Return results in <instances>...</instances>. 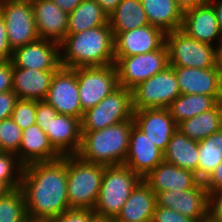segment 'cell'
Listing matches in <instances>:
<instances>
[{
    "label": "cell",
    "instance_id": "obj_15",
    "mask_svg": "<svg viewBox=\"0 0 222 222\" xmlns=\"http://www.w3.org/2000/svg\"><path fill=\"white\" fill-rule=\"evenodd\" d=\"M166 43V33L158 27L146 25L120 32L114 37V57H130L150 53Z\"/></svg>",
    "mask_w": 222,
    "mask_h": 222
},
{
    "label": "cell",
    "instance_id": "obj_28",
    "mask_svg": "<svg viewBox=\"0 0 222 222\" xmlns=\"http://www.w3.org/2000/svg\"><path fill=\"white\" fill-rule=\"evenodd\" d=\"M177 129L194 141H202L222 129V102L177 125Z\"/></svg>",
    "mask_w": 222,
    "mask_h": 222
},
{
    "label": "cell",
    "instance_id": "obj_33",
    "mask_svg": "<svg viewBox=\"0 0 222 222\" xmlns=\"http://www.w3.org/2000/svg\"><path fill=\"white\" fill-rule=\"evenodd\" d=\"M28 216L23 193L13 189L0 197V222H27Z\"/></svg>",
    "mask_w": 222,
    "mask_h": 222
},
{
    "label": "cell",
    "instance_id": "obj_27",
    "mask_svg": "<svg viewBox=\"0 0 222 222\" xmlns=\"http://www.w3.org/2000/svg\"><path fill=\"white\" fill-rule=\"evenodd\" d=\"M150 25L165 33L180 29L184 12L174 0H141Z\"/></svg>",
    "mask_w": 222,
    "mask_h": 222
},
{
    "label": "cell",
    "instance_id": "obj_16",
    "mask_svg": "<svg viewBox=\"0 0 222 222\" xmlns=\"http://www.w3.org/2000/svg\"><path fill=\"white\" fill-rule=\"evenodd\" d=\"M134 125L162 152L165 151L171 137L177 130V123L167 108H146L135 110Z\"/></svg>",
    "mask_w": 222,
    "mask_h": 222
},
{
    "label": "cell",
    "instance_id": "obj_6",
    "mask_svg": "<svg viewBox=\"0 0 222 222\" xmlns=\"http://www.w3.org/2000/svg\"><path fill=\"white\" fill-rule=\"evenodd\" d=\"M133 113L132 90L119 87L96 106L84 112L81 119V133L102 130L133 119Z\"/></svg>",
    "mask_w": 222,
    "mask_h": 222
},
{
    "label": "cell",
    "instance_id": "obj_30",
    "mask_svg": "<svg viewBox=\"0 0 222 222\" xmlns=\"http://www.w3.org/2000/svg\"><path fill=\"white\" fill-rule=\"evenodd\" d=\"M109 24V15L95 0H82L69 13L67 34H75L97 26Z\"/></svg>",
    "mask_w": 222,
    "mask_h": 222
},
{
    "label": "cell",
    "instance_id": "obj_7",
    "mask_svg": "<svg viewBox=\"0 0 222 222\" xmlns=\"http://www.w3.org/2000/svg\"><path fill=\"white\" fill-rule=\"evenodd\" d=\"M166 45L172 67H215V47L193 39L181 28L166 33Z\"/></svg>",
    "mask_w": 222,
    "mask_h": 222
},
{
    "label": "cell",
    "instance_id": "obj_46",
    "mask_svg": "<svg viewBox=\"0 0 222 222\" xmlns=\"http://www.w3.org/2000/svg\"><path fill=\"white\" fill-rule=\"evenodd\" d=\"M174 1L181 8L183 12L208 2V0H174Z\"/></svg>",
    "mask_w": 222,
    "mask_h": 222
},
{
    "label": "cell",
    "instance_id": "obj_52",
    "mask_svg": "<svg viewBox=\"0 0 222 222\" xmlns=\"http://www.w3.org/2000/svg\"><path fill=\"white\" fill-rule=\"evenodd\" d=\"M29 222H56L54 218H36L29 219Z\"/></svg>",
    "mask_w": 222,
    "mask_h": 222
},
{
    "label": "cell",
    "instance_id": "obj_21",
    "mask_svg": "<svg viewBox=\"0 0 222 222\" xmlns=\"http://www.w3.org/2000/svg\"><path fill=\"white\" fill-rule=\"evenodd\" d=\"M39 39L60 43L67 35L69 14L51 0H38L32 3Z\"/></svg>",
    "mask_w": 222,
    "mask_h": 222
},
{
    "label": "cell",
    "instance_id": "obj_37",
    "mask_svg": "<svg viewBox=\"0 0 222 222\" xmlns=\"http://www.w3.org/2000/svg\"><path fill=\"white\" fill-rule=\"evenodd\" d=\"M59 113L45 100L37 101L36 124L47 133L49 124Z\"/></svg>",
    "mask_w": 222,
    "mask_h": 222
},
{
    "label": "cell",
    "instance_id": "obj_12",
    "mask_svg": "<svg viewBox=\"0 0 222 222\" xmlns=\"http://www.w3.org/2000/svg\"><path fill=\"white\" fill-rule=\"evenodd\" d=\"M45 101L59 114L82 119L84 112L79 99L76 72L72 68L61 66L55 71Z\"/></svg>",
    "mask_w": 222,
    "mask_h": 222
},
{
    "label": "cell",
    "instance_id": "obj_48",
    "mask_svg": "<svg viewBox=\"0 0 222 222\" xmlns=\"http://www.w3.org/2000/svg\"><path fill=\"white\" fill-rule=\"evenodd\" d=\"M208 2L213 6L222 33V0H208Z\"/></svg>",
    "mask_w": 222,
    "mask_h": 222
},
{
    "label": "cell",
    "instance_id": "obj_31",
    "mask_svg": "<svg viewBox=\"0 0 222 222\" xmlns=\"http://www.w3.org/2000/svg\"><path fill=\"white\" fill-rule=\"evenodd\" d=\"M218 101L213 96L202 94H180L168 107L177 125L200 113L212 109Z\"/></svg>",
    "mask_w": 222,
    "mask_h": 222
},
{
    "label": "cell",
    "instance_id": "obj_51",
    "mask_svg": "<svg viewBox=\"0 0 222 222\" xmlns=\"http://www.w3.org/2000/svg\"><path fill=\"white\" fill-rule=\"evenodd\" d=\"M90 222H113L112 219L95 215Z\"/></svg>",
    "mask_w": 222,
    "mask_h": 222
},
{
    "label": "cell",
    "instance_id": "obj_8",
    "mask_svg": "<svg viewBox=\"0 0 222 222\" xmlns=\"http://www.w3.org/2000/svg\"><path fill=\"white\" fill-rule=\"evenodd\" d=\"M180 94L175 71L169 65L132 89L133 110L167 108Z\"/></svg>",
    "mask_w": 222,
    "mask_h": 222
},
{
    "label": "cell",
    "instance_id": "obj_25",
    "mask_svg": "<svg viewBox=\"0 0 222 222\" xmlns=\"http://www.w3.org/2000/svg\"><path fill=\"white\" fill-rule=\"evenodd\" d=\"M155 192L143 181L132 190L115 222H151L156 206Z\"/></svg>",
    "mask_w": 222,
    "mask_h": 222
},
{
    "label": "cell",
    "instance_id": "obj_11",
    "mask_svg": "<svg viewBox=\"0 0 222 222\" xmlns=\"http://www.w3.org/2000/svg\"><path fill=\"white\" fill-rule=\"evenodd\" d=\"M0 14L7 27L12 51L39 39L32 3L16 0H0Z\"/></svg>",
    "mask_w": 222,
    "mask_h": 222
},
{
    "label": "cell",
    "instance_id": "obj_29",
    "mask_svg": "<svg viewBox=\"0 0 222 222\" xmlns=\"http://www.w3.org/2000/svg\"><path fill=\"white\" fill-rule=\"evenodd\" d=\"M110 28L114 37L126 32L149 25L141 0H122L109 15Z\"/></svg>",
    "mask_w": 222,
    "mask_h": 222
},
{
    "label": "cell",
    "instance_id": "obj_45",
    "mask_svg": "<svg viewBox=\"0 0 222 222\" xmlns=\"http://www.w3.org/2000/svg\"><path fill=\"white\" fill-rule=\"evenodd\" d=\"M66 13H71L82 0H51Z\"/></svg>",
    "mask_w": 222,
    "mask_h": 222
},
{
    "label": "cell",
    "instance_id": "obj_1",
    "mask_svg": "<svg viewBox=\"0 0 222 222\" xmlns=\"http://www.w3.org/2000/svg\"><path fill=\"white\" fill-rule=\"evenodd\" d=\"M20 190L28 219L54 218L70 209L67 195V155L24 166Z\"/></svg>",
    "mask_w": 222,
    "mask_h": 222
},
{
    "label": "cell",
    "instance_id": "obj_43",
    "mask_svg": "<svg viewBox=\"0 0 222 222\" xmlns=\"http://www.w3.org/2000/svg\"><path fill=\"white\" fill-rule=\"evenodd\" d=\"M11 57L12 49L10 48L8 41L7 27L2 15L0 14V61L11 60Z\"/></svg>",
    "mask_w": 222,
    "mask_h": 222
},
{
    "label": "cell",
    "instance_id": "obj_38",
    "mask_svg": "<svg viewBox=\"0 0 222 222\" xmlns=\"http://www.w3.org/2000/svg\"><path fill=\"white\" fill-rule=\"evenodd\" d=\"M91 209L70 208L54 217L56 222H90L95 216Z\"/></svg>",
    "mask_w": 222,
    "mask_h": 222
},
{
    "label": "cell",
    "instance_id": "obj_14",
    "mask_svg": "<svg viewBox=\"0 0 222 222\" xmlns=\"http://www.w3.org/2000/svg\"><path fill=\"white\" fill-rule=\"evenodd\" d=\"M13 66L23 69L57 71L61 67L60 43L48 39L18 47L12 51Z\"/></svg>",
    "mask_w": 222,
    "mask_h": 222
},
{
    "label": "cell",
    "instance_id": "obj_22",
    "mask_svg": "<svg viewBox=\"0 0 222 222\" xmlns=\"http://www.w3.org/2000/svg\"><path fill=\"white\" fill-rule=\"evenodd\" d=\"M47 136L50 144L61 155H76L81 145V120L58 114L49 124Z\"/></svg>",
    "mask_w": 222,
    "mask_h": 222
},
{
    "label": "cell",
    "instance_id": "obj_3",
    "mask_svg": "<svg viewBox=\"0 0 222 222\" xmlns=\"http://www.w3.org/2000/svg\"><path fill=\"white\" fill-rule=\"evenodd\" d=\"M134 120L122 121L98 131L82 133L76 154L80 159L103 166L124 164Z\"/></svg>",
    "mask_w": 222,
    "mask_h": 222
},
{
    "label": "cell",
    "instance_id": "obj_23",
    "mask_svg": "<svg viewBox=\"0 0 222 222\" xmlns=\"http://www.w3.org/2000/svg\"><path fill=\"white\" fill-rule=\"evenodd\" d=\"M54 73L13 66L12 90L18 99L45 100Z\"/></svg>",
    "mask_w": 222,
    "mask_h": 222
},
{
    "label": "cell",
    "instance_id": "obj_4",
    "mask_svg": "<svg viewBox=\"0 0 222 222\" xmlns=\"http://www.w3.org/2000/svg\"><path fill=\"white\" fill-rule=\"evenodd\" d=\"M142 178L125 164L104 166L101 188L93 208L97 216L115 220Z\"/></svg>",
    "mask_w": 222,
    "mask_h": 222
},
{
    "label": "cell",
    "instance_id": "obj_35",
    "mask_svg": "<svg viewBox=\"0 0 222 222\" xmlns=\"http://www.w3.org/2000/svg\"><path fill=\"white\" fill-rule=\"evenodd\" d=\"M22 141V129L10 118L0 121V152L17 154Z\"/></svg>",
    "mask_w": 222,
    "mask_h": 222
},
{
    "label": "cell",
    "instance_id": "obj_9",
    "mask_svg": "<svg viewBox=\"0 0 222 222\" xmlns=\"http://www.w3.org/2000/svg\"><path fill=\"white\" fill-rule=\"evenodd\" d=\"M119 86L132 90L139 83L149 79L169 66L166 43L150 53L130 57H115L114 63Z\"/></svg>",
    "mask_w": 222,
    "mask_h": 222
},
{
    "label": "cell",
    "instance_id": "obj_41",
    "mask_svg": "<svg viewBox=\"0 0 222 222\" xmlns=\"http://www.w3.org/2000/svg\"><path fill=\"white\" fill-rule=\"evenodd\" d=\"M17 100L13 90L0 93V121L11 117Z\"/></svg>",
    "mask_w": 222,
    "mask_h": 222
},
{
    "label": "cell",
    "instance_id": "obj_53",
    "mask_svg": "<svg viewBox=\"0 0 222 222\" xmlns=\"http://www.w3.org/2000/svg\"><path fill=\"white\" fill-rule=\"evenodd\" d=\"M16 1H22V2H26V3H33V2H36L38 0H16Z\"/></svg>",
    "mask_w": 222,
    "mask_h": 222
},
{
    "label": "cell",
    "instance_id": "obj_36",
    "mask_svg": "<svg viewBox=\"0 0 222 222\" xmlns=\"http://www.w3.org/2000/svg\"><path fill=\"white\" fill-rule=\"evenodd\" d=\"M37 100L18 99L11 119L22 129L36 124Z\"/></svg>",
    "mask_w": 222,
    "mask_h": 222
},
{
    "label": "cell",
    "instance_id": "obj_26",
    "mask_svg": "<svg viewBox=\"0 0 222 222\" xmlns=\"http://www.w3.org/2000/svg\"><path fill=\"white\" fill-rule=\"evenodd\" d=\"M198 142L188 138L180 130L171 137L165 151L164 161L177 167L190 170L198 177Z\"/></svg>",
    "mask_w": 222,
    "mask_h": 222
},
{
    "label": "cell",
    "instance_id": "obj_40",
    "mask_svg": "<svg viewBox=\"0 0 222 222\" xmlns=\"http://www.w3.org/2000/svg\"><path fill=\"white\" fill-rule=\"evenodd\" d=\"M151 222H196L171 208L160 207L156 204Z\"/></svg>",
    "mask_w": 222,
    "mask_h": 222
},
{
    "label": "cell",
    "instance_id": "obj_42",
    "mask_svg": "<svg viewBox=\"0 0 222 222\" xmlns=\"http://www.w3.org/2000/svg\"><path fill=\"white\" fill-rule=\"evenodd\" d=\"M13 64L11 60L0 61V93L12 90Z\"/></svg>",
    "mask_w": 222,
    "mask_h": 222
},
{
    "label": "cell",
    "instance_id": "obj_24",
    "mask_svg": "<svg viewBox=\"0 0 222 222\" xmlns=\"http://www.w3.org/2000/svg\"><path fill=\"white\" fill-rule=\"evenodd\" d=\"M16 155L24 166L61 157L50 144L47 134L37 124L22 130V141Z\"/></svg>",
    "mask_w": 222,
    "mask_h": 222
},
{
    "label": "cell",
    "instance_id": "obj_39",
    "mask_svg": "<svg viewBox=\"0 0 222 222\" xmlns=\"http://www.w3.org/2000/svg\"><path fill=\"white\" fill-rule=\"evenodd\" d=\"M208 222H222V188L208 191Z\"/></svg>",
    "mask_w": 222,
    "mask_h": 222
},
{
    "label": "cell",
    "instance_id": "obj_18",
    "mask_svg": "<svg viewBox=\"0 0 222 222\" xmlns=\"http://www.w3.org/2000/svg\"><path fill=\"white\" fill-rule=\"evenodd\" d=\"M181 29L193 39L214 47L222 41L218 20L209 2L186 10Z\"/></svg>",
    "mask_w": 222,
    "mask_h": 222
},
{
    "label": "cell",
    "instance_id": "obj_19",
    "mask_svg": "<svg viewBox=\"0 0 222 222\" xmlns=\"http://www.w3.org/2000/svg\"><path fill=\"white\" fill-rule=\"evenodd\" d=\"M163 160V152L148 139L147 135L133 125L124 164L143 178Z\"/></svg>",
    "mask_w": 222,
    "mask_h": 222
},
{
    "label": "cell",
    "instance_id": "obj_5",
    "mask_svg": "<svg viewBox=\"0 0 222 222\" xmlns=\"http://www.w3.org/2000/svg\"><path fill=\"white\" fill-rule=\"evenodd\" d=\"M104 166L67 155V195L70 208L93 210L101 188Z\"/></svg>",
    "mask_w": 222,
    "mask_h": 222
},
{
    "label": "cell",
    "instance_id": "obj_10",
    "mask_svg": "<svg viewBox=\"0 0 222 222\" xmlns=\"http://www.w3.org/2000/svg\"><path fill=\"white\" fill-rule=\"evenodd\" d=\"M73 70L76 72L79 99L83 112L96 106L120 87L114 64L78 67Z\"/></svg>",
    "mask_w": 222,
    "mask_h": 222
},
{
    "label": "cell",
    "instance_id": "obj_47",
    "mask_svg": "<svg viewBox=\"0 0 222 222\" xmlns=\"http://www.w3.org/2000/svg\"><path fill=\"white\" fill-rule=\"evenodd\" d=\"M110 15L122 0H95Z\"/></svg>",
    "mask_w": 222,
    "mask_h": 222
},
{
    "label": "cell",
    "instance_id": "obj_2",
    "mask_svg": "<svg viewBox=\"0 0 222 222\" xmlns=\"http://www.w3.org/2000/svg\"><path fill=\"white\" fill-rule=\"evenodd\" d=\"M60 61L62 67L72 69L114 64V35L110 24L67 34L60 42Z\"/></svg>",
    "mask_w": 222,
    "mask_h": 222
},
{
    "label": "cell",
    "instance_id": "obj_20",
    "mask_svg": "<svg viewBox=\"0 0 222 222\" xmlns=\"http://www.w3.org/2000/svg\"><path fill=\"white\" fill-rule=\"evenodd\" d=\"M142 179L156 195L166 190L191 189L201 183L194 172L177 167L164 160Z\"/></svg>",
    "mask_w": 222,
    "mask_h": 222
},
{
    "label": "cell",
    "instance_id": "obj_17",
    "mask_svg": "<svg viewBox=\"0 0 222 222\" xmlns=\"http://www.w3.org/2000/svg\"><path fill=\"white\" fill-rule=\"evenodd\" d=\"M181 94L213 96L222 102V79L216 67L190 68L173 67Z\"/></svg>",
    "mask_w": 222,
    "mask_h": 222
},
{
    "label": "cell",
    "instance_id": "obj_34",
    "mask_svg": "<svg viewBox=\"0 0 222 222\" xmlns=\"http://www.w3.org/2000/svg\"><path fill=\"white\" fill-rule=\"evenodd\" d=\"M24 165L14 153L0 152V181L11 190L20 187Z\"/></svg>",
    "mask_w": 222,
    "mask_h": 222
},
{
    "label": "cell",
    "instance_id": "obj_13",
    "mask_svg": "<svg viewBox=\"0 0 222 222\" xmlns=\"http://www.w3.org/2000/svg\"><path fill=\"white\" fill-rule=\"evenodd\" d=\"M157 205L171 208L196 222H208V191L201 182L197 187L177 191H161L156 195Z\"/></svg>",
    "mask_w": 222,
    "mask_h": 222
},
{
    "label": "cell",
    "instance_id": "obj_44",
    "mask_svg": "<svg viewBox=\"0 0 222 222\" xmlns=\"http://www.w3.org/2000/svg\"><path fill=\"white\" fill-rule=\"evenodd\" d=\"M203 183L207 191L222 188V162L214 169L211 175Z\"/></svg>",
    "mask_w": 222,
    "mask_h": 222
},
{
    "label": "cell",
    "instance_id": "obj_49",
    "mask_svg": "<svg viewBox=\"0 0 222 222\" xmlns=\"http://www.w3.org/2000/svg\"><path fill=\"white\" fill-rule=\"evenodd\" d=\"M215 67L222 79V41L215 47Z\"/></svg>",
    "mask_w": 222,
    "mask_h": 222
},
{
    "label": "cell",
    "instance_id": "obj_50",
    "mask_svg": "<svg viewBox=\"0 0 222 222\" xmlns=\"http://www.w3.org/2000/svg\"><path fill=\"white\" fill-rule=\"evenodd\" d=\"M11 189L4 183L0 181V197L5 196Z\"/></svg>",
    "mask_w": 222,
    "mask_h": 222
},
{
    "label": "cell",
    "instance_id": "obj_32",
    "mask_svg": "<svg viewBox=\"0 0 222 222\" xmlns=\"http://www.w3.org/2000/svg\"><path fill=\"white\" fill-rule=\"evenodd\" d=\"M198 179L204 182L222 162V129L198 142Z\"/></svg>",
    "mask_w": 222,
    "mask_h": 222
}]
</instances>
